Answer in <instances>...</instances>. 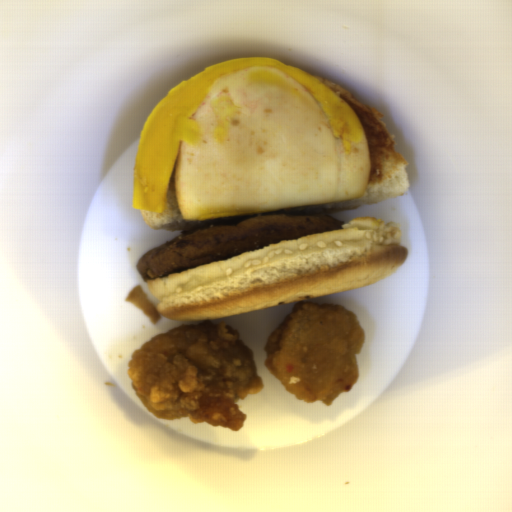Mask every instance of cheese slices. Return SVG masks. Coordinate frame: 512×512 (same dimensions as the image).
Wrapping results in <instances>:
<instances>
[{"label": "cheese slices", "mask_w": 512, "mask_h": 512, "mask_svg": "<svg viewBox=\"0 0 512 512\" xmlns=\"http://www.w3.org/2000/svg\"><path fill=\"white\" fill-rule=\"evenodd\" d=\"M249 67H273L304 86L320 105L334 136L348 152L352 143L367 139L361 121L350 106L307 71L286 65L277 58L231 59L179 82L159 101L142 130L134 168L133 209L164 213L180 145H193L202 137L201 125L193 121L192 116L219 81Z\"/></svg>", "instance_id": "1"}]
</instances>
